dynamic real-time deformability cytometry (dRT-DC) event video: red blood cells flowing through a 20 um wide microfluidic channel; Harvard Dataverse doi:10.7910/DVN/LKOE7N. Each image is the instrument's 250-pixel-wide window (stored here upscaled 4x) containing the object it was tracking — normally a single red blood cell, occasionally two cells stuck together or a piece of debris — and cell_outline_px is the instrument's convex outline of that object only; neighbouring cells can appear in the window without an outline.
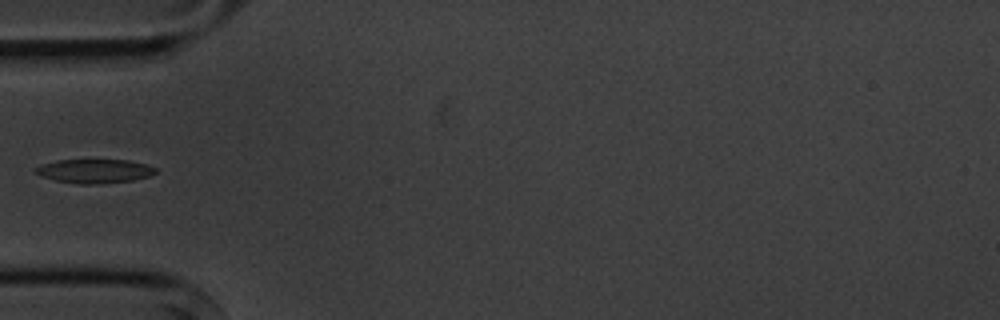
{"species": "common noctule bat (a hibernating species)", "species_latin": "Nyctalus noctula", "temperature_condition": "cold", "stored_images_in_passage": 6, "camera_frame_rate_fps": 3000, "um_per_image_px": 0.085, "animal": {"sex": "male", "body_mass_g": 20.1, "forearm_length_mm": 53.5}, "frame": {"image": 1, "passage_image": 5, "time_ms": 5.0, "image_size_px": [1000, 320], "cell_outline_px": [[156, 172], [152, 176], [132, 180], [96, 184], [80, 184], [56, 180], [40, 176], [32, 172], [36, 168], [44, 164], [56, 160], [128, 160], [148, 164], [156, 168]], "centroid_in_image_um": [8.06, 14.54], "position_along_channel_um": 76.9, "area_um2": 16.76}}
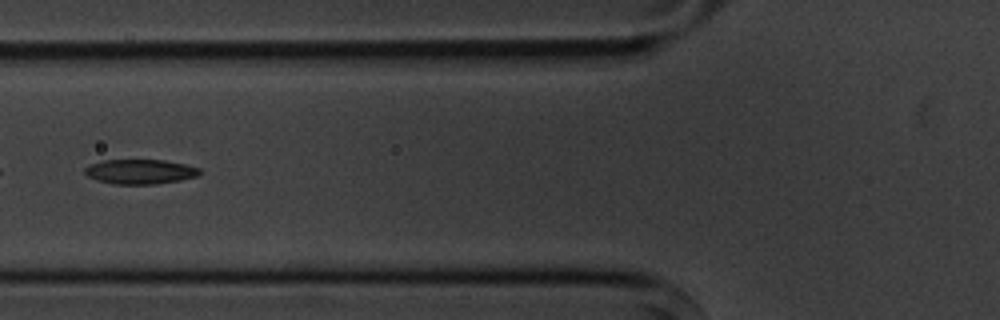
{"frame": {"image": 2, "passage_image": 6, "time_ms": 6.0, "image_size_px": [1000, 320], "cell_outline_px": [[200, 172], [196, 176], [180, 180], [156, 184], [112, 184], [96, 180], [88, 176], [84, 172], [84, 168], [88, 164], [104, 160], [164, 160], [184, 164], [200, 168]], "centroid_in_image_um": [11.86, 14.59], "position_along_channel_um": 113.9, "area_um2": 16.53}}